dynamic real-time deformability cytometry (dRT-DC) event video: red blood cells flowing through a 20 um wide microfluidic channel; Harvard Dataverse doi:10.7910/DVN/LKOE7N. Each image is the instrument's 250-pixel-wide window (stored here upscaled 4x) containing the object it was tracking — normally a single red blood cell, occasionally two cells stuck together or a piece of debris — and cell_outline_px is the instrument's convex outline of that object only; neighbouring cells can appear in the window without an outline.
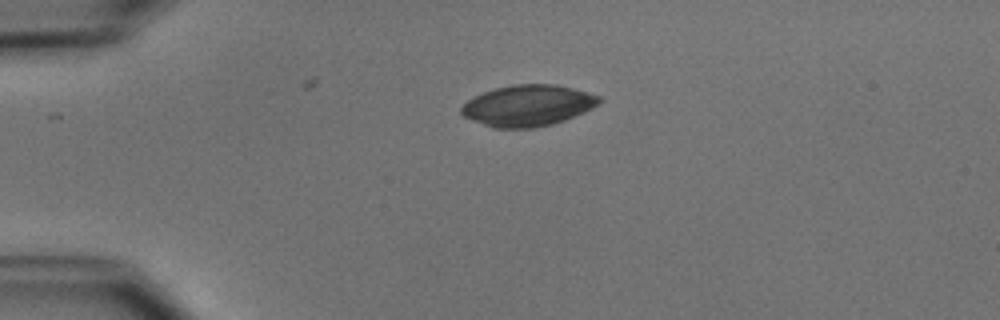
{"species": "common noctule bat (a hibernating species)", "species_latin": "Nyctalus noctula", "temperature_condition": "cold", "stored_images_in_passage": 3, "camera_frame_rate_fps": 3000, "um_per_image_px": 0.085, "animal": {"sex": "male", "body_mass_g": 15.6}, "frame": {"image": 1, "passage_image": 1, "time_ms": 0.0, "image_size_px": [1000, 320], "cell_outline_px": [[604, 100], [592, 108], [584, 112], [564, 120], [552, 124], [536, 128], [492, 128], [472, 120], [464, 116], [460, 112], [460, 108], [468, 100], [484, 92], [496, 88], [512, 84], [556, 84], [572, 88], [600, 96]], "centroid_in_image_um": [44.88, 8.98], "position_along_channel_um": 40.1, "area_um2": 33.06}}